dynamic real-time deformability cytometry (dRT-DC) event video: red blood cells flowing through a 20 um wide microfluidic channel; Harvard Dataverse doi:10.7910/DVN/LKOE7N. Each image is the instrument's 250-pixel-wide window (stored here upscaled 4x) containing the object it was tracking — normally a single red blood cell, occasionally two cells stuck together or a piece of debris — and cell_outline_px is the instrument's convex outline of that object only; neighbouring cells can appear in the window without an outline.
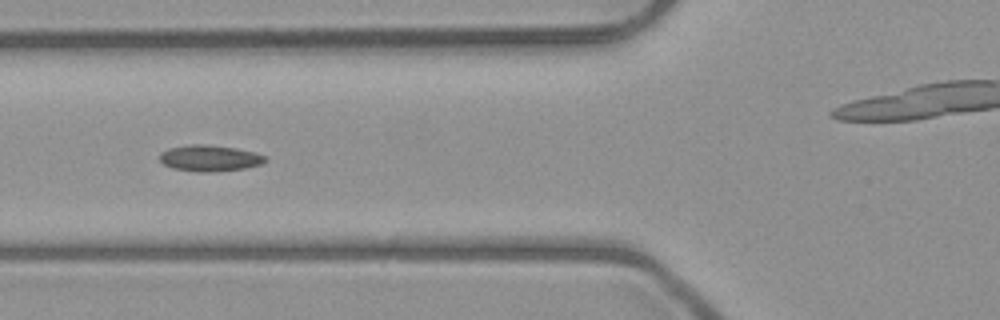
{"species": "common noctule bat (a hibernating species)", "species_latin": "Nyctalus noctula", "temperature_condition": "room temperature", "stored_images_in_passage": 8, "camera_frame_rate_fps": 3000, "um_per_image_px": 0.085, "animal": {"sex": "male", "body_mass_g": 23.1, "forearm_length_mm": 52.7}, "frame": {"image": 1, "passage_image": 4, "time_ms": 3.333, "image_size_px": [1000, 320], "cell_outline_px": [[268, 160], [260, 164], [244, 168], [208, 172], [196, 172], [172, 168], [164, 164], [160, 160], [160, 152], [168, 148], [192, 144], [208, 144], [236, 148], [256, 152], [264, 156]], "centroid_in_image_um": [17.8, 13.43], "position_along_channel_um": 108.0, "area_um2": 16.13}}
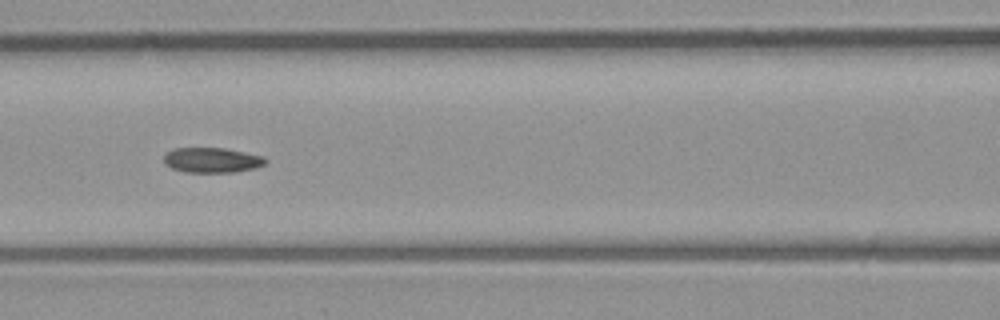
{"frame": {"image": 2, "passage_image": 5, "time_ms": 4.333, "image_size_px": [1000, 320], "cell_outline_px": [[268, 160], [264, 164], [256, 168], [236, 172], [184, 172], [172, 168], [164, 164], [164, 156], [168, 152], [176, 148], [224, 148], [264, 156]], "centroid_in_image_um": [18.04, 13.61], "position_along_channel_um": 148.6, "area_um2": 14.85}}
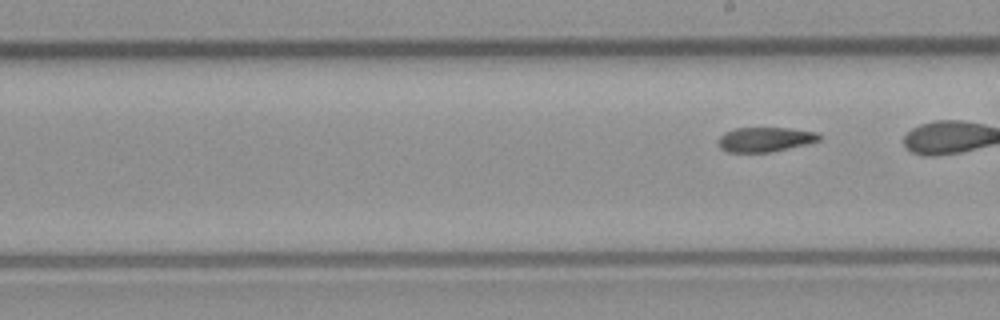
{"frame": {"image": 3, "passage_image": 8, "time_ms": 8.0, "image_size_px": [1000, 320], "cell_outline_px": [[820, 140], [804, 144], [768, 152], [728, 152], [720, 148], [720, 136], [724, 132], [736, 128], [788, 128], [816, 132], [820, 136]], "centroid_in_image_um": [65.0, 11.84], "position_along_channel_um": 224.0, "area_um2": 14.1}}